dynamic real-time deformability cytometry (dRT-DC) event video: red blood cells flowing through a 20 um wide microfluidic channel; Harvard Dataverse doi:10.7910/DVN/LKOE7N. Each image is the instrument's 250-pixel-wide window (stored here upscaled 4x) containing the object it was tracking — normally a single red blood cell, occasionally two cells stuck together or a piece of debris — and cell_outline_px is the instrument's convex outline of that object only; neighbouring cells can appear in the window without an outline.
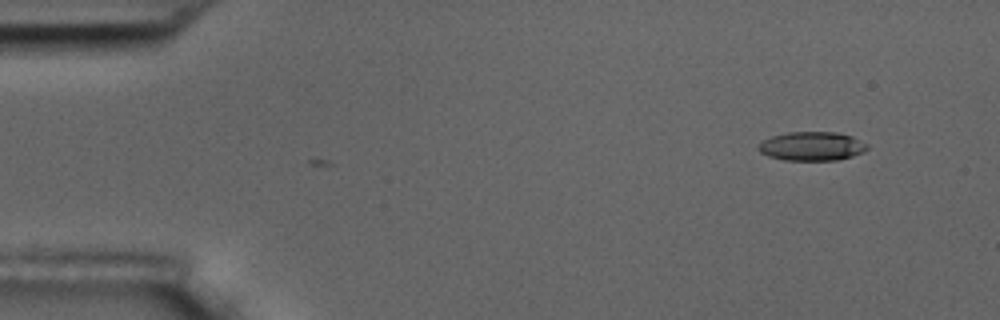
{"species": "common noctule bat (a hibernating species)", "species_latin": "Nyctalus noctula", "temperature_condition": "room temperature", "stored_images_in_passage": 52, "camera_frame_rate_fps": 3000, "um_per_image_px": 0.085, "animal": {"sex": "male", "body_mass_g": 17.5, "forearm_length_mm": 52.3}, "frame": {"image": 1, "passage_image": 1, "time_ms": 0.0, "image_size_px": [1000, 320], "cell_outline_px": [[868, 148], [864, 152], [852, 156], [836, 160], [784, 160], [768, 156], [760, 152], [756, 148], [764, 140], [772, 136], [788, 132], [836, 132], [852, 136], [868, 144]], "centroid_in_image_um": [69.02, 12.43], "position_along_channel_um": 16.0, "area_um2": 18.32}}
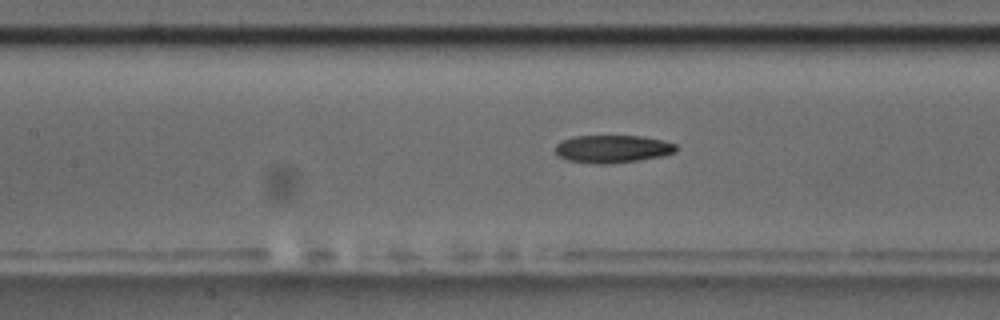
{"frame": {"image": 2, "passage_image": 21, "time_ms": 6.667, "image_size_px": [1000, 320], "cell_outline_px": [[676, 152], [660, 156], [612, 164], [600, 164], [568, 160], [556, 156], [556, 144], [560, 140], [572, 136], [644, 136], [664, 140], [676, 144]], "centroid_in_image_um": [52.03, 12.65], "position_along_channel_um": 155.4, "area_um2": 19.59}}
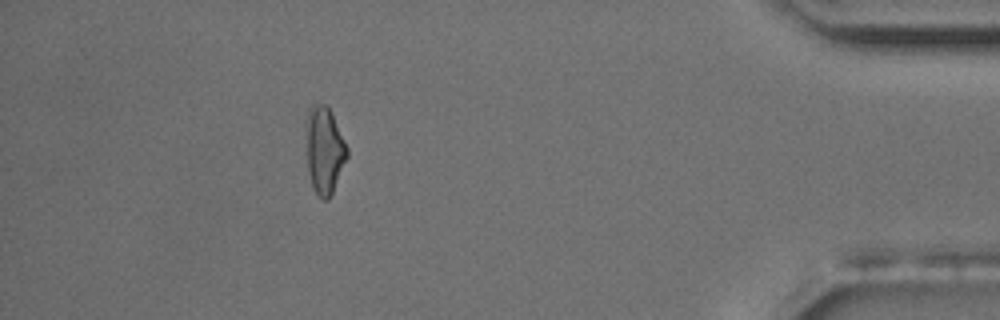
{"frame": {"image": 3, "passage_image": 46, "time_ms": 15.0, "image_size_px": [1000, 320], "cell_outline_px": [[348, 156], [332, 192], [328, 200], [324, 200], [312, 188], [308, 172], [308, 108], [316, 100], [328, 104], [332, 112], [348, 148]], "centroid_in_image_um": [27.6, 12.7], "position_along_channel_um": 407.6, "area_um2": 20.58}, "authors_computed_cell_mechanics": {"area_um2": 19.6231, "velocity_mm_per_s": 3.6448, "shape_relaxation_time_tau1_ms": 5.2275, "shape_relaxation_time_tau2_ms": 4.3223, "deformation_change_tau1": 0.178, "deformation_change_tau2": 0.1435}}